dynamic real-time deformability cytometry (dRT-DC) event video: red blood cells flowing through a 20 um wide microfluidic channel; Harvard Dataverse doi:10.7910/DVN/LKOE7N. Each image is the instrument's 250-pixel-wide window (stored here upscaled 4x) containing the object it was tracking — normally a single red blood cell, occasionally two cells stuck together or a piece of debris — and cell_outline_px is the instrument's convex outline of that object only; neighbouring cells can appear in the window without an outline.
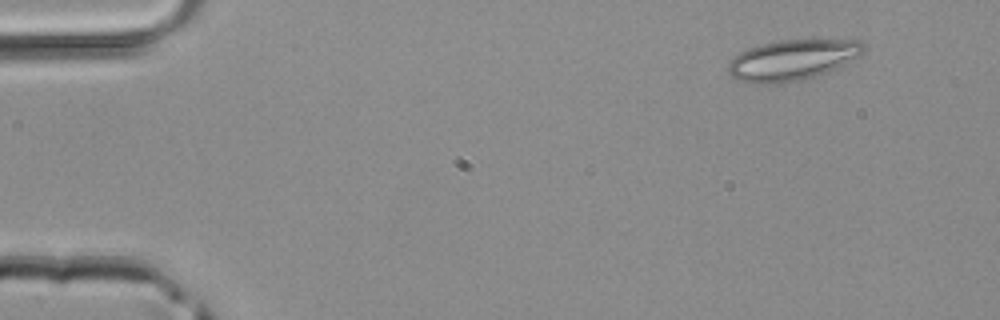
{"species": "common noctule bat (a hibernating species)", "species_latin": "Nyctalus noctula", "temperature_condition": "room temperature", "stored_images_in_passage": 3, "camera_frame_rate_fps": 3000, "um_per_image_px": 0.085, "animal": {"sex": "male", "body_mass_g": 20.4}, "frame": {"image": 1, "passage_image": 1, "time_ms": 0.0, "image_size_px": [1000, 320], "cell_outline_px": [[868, 48], [860, 56], [836, 68], [800, 80], [776, 84], [756, 84], [736, 80], [728, 72], [728, 64], [740, 52], [748, 48], [760, 44], [780, 40], [860, 40]], "centroid_in_image_um": [67.35, 5.09], "position_along_channel_um": 17.7, "area_um2": 31.96}}